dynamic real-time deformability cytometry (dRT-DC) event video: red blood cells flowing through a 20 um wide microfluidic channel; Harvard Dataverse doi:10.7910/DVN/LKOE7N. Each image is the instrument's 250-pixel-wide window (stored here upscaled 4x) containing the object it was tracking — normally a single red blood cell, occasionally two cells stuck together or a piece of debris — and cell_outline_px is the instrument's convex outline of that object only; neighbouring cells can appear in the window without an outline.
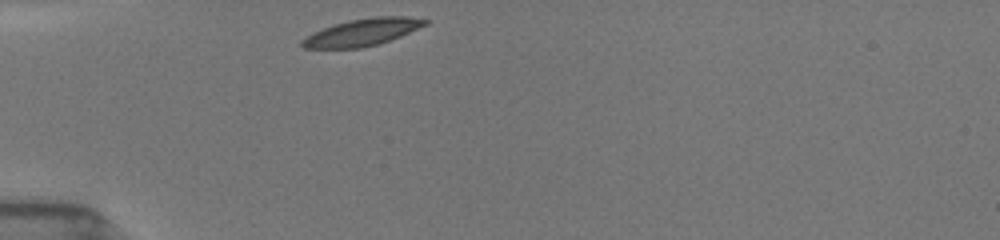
{"species": "common noctule bat (a hibernating species)", "species_latin": "Nyctalus noctula", "temperature_condition": "room temperature", "stored_images_in_passage": 48, "camera_frame_rate_fps": 3000, "um_per_image_px": 0.085, "animal": {"sex": "female", "body_mass_g": 19.5, "forearm_length_mm": 54.1}, "frame": {"image": 1, "passage_image": 1, "time_ms": 0.0, "image_size_px": [1000, 240], "cell_outline_px": [[428, 24], [400, 36], [376, 44], [360, 48], [304, 48], [300, 44], [300, 40], [312, 32], [348, 20], [376, 16], [404, 16], [428, 20]], "centroid_in_image_um": [30.77, 2.74], "position_along_channel_um": 54.2, "area_um2": 19.19}}
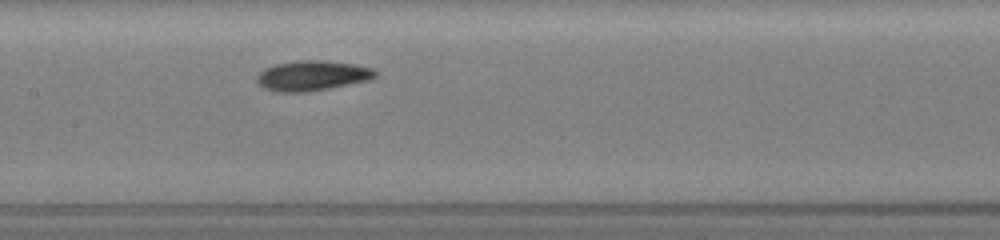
{"frame": {"image": 2, "passage_image": 16, "time_ms": 3.667, "image_size_px": [1000, 240], "cell_outline_px": [[376, 76], [372, 80], [308, 92], [276, 92], [264, 88], [256, 80], [256, 76], [264, 68], [276, 64], [300, 60], [328, 60], [356, 64], [372, 68], [376, 72]], "centroid_in_image_um": [26.56, 6.43], "position_along_channel_um": 180.8, "area_um2": 20.98}}
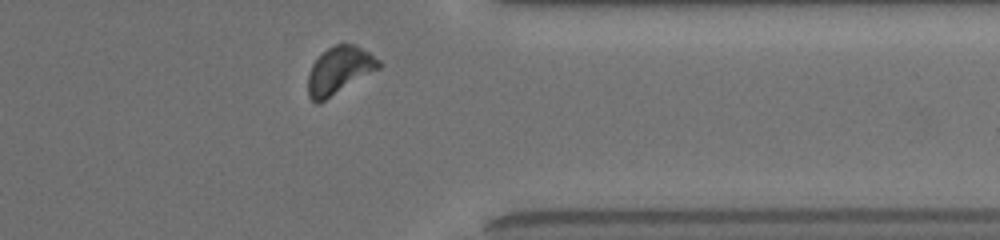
{"frame": {"image": 3, "passage_image": 41, "time_ms": 9.0, "image_size_px": [1000, 240], "cell_outline_px": [[380, 68], [324, 100], [316, 104], [308, 96], [308, 72], [312, 64], [328, 48], [336, 44], [356, 44], [380, 60]], "centroid_in_image_um": [28.83, 5.97], "position_along_channel_um": 382.6, "area_um2": 19.19}, "authors_computed_cell_mechanics": {"area_um2": 19.8543, "velocity_mm_per_s": 3.8841, "shape_relaxation_time_tau1_ms": 1.6812, "shape_relaxation_time_tau2_ms": 4.377, "deformation_change_tau1": 0.0995, "deformation_change_tau2": 0.0989}}